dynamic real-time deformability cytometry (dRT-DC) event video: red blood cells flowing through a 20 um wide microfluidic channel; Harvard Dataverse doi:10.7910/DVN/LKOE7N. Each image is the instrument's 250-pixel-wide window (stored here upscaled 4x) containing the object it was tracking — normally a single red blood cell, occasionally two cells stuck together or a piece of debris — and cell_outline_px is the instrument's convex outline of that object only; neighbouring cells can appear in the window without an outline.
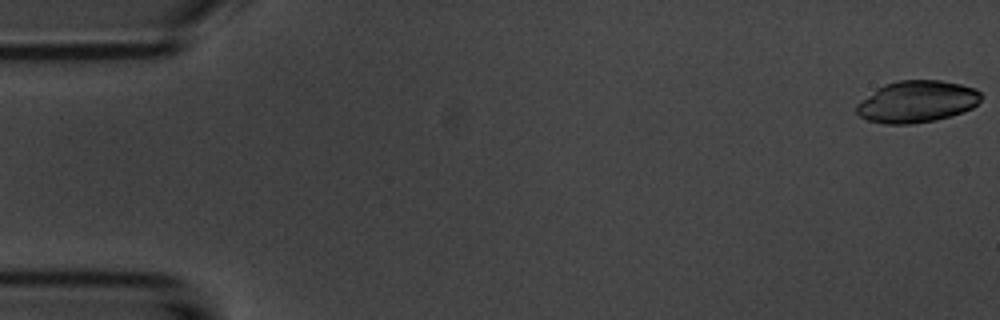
{"species": "common noctule bat (a hibernating species)", "species_latin": "Nyctalus noctula", "temperature_condition": "room temperature", "stored_images_in_passage": 3, "segment_of_instrument_passage": [2, 2], "camera_frame_rate_fps": 3000, "um_per_image_px": 0.085, "animal": {"sex": "male", "body_mass_g": 20.1, "forearm_length_mm": 53.5}, "frame": {"image": 1, "passage_image": 3, "time_ms": 2.333, "image_size_px": [1000, 320], "cell_outline_px": [[984, 96], [972, 108], [936, 120], [908, 124], [884, 124], [868, 120], [860, 116], [856, 112], [856, 104], [884, 84], [900, 80], [940, 80], [960, 84], [976, 88]], "centroid_in_image_um": [77.94, 8.63], "position_along_channel_um": 7.1, "area_um2": 30.17}}